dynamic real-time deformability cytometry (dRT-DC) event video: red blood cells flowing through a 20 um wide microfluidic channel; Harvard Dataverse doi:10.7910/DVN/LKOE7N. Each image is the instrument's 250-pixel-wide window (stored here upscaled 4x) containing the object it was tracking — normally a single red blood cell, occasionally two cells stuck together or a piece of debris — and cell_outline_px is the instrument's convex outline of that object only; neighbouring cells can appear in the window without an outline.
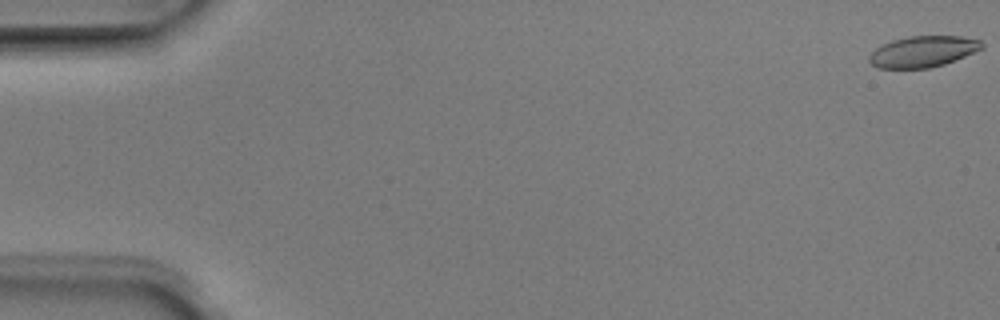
{"species": "Egyptian fruit bat (a non-hibernating species)", "species_latin": "Rousettus aegyptiacus", "temperature_condition": "room temperature", "stored_images_in_passage": 5, "camera_frame_rate_fps": 3000, "um_per_image_px": 0.085, "animal": {"sex": "male"}, "frame": {"image": 1, "passage_image": 1, "time_ms": 0.0, "image_size_px": [1000, 320], "cell_outline_px": [[984, 48], [944, 64], [928, 68], [876, 68], [868, 60], [868, 56], [876, 48], [892, 40], [908, 36], [960, 36], [980, 40], [984, 44]], "centroid_in_image_um": [78.44, 4.38], "position_along_channel_um": 6.6, "area_um2": 20.35}}
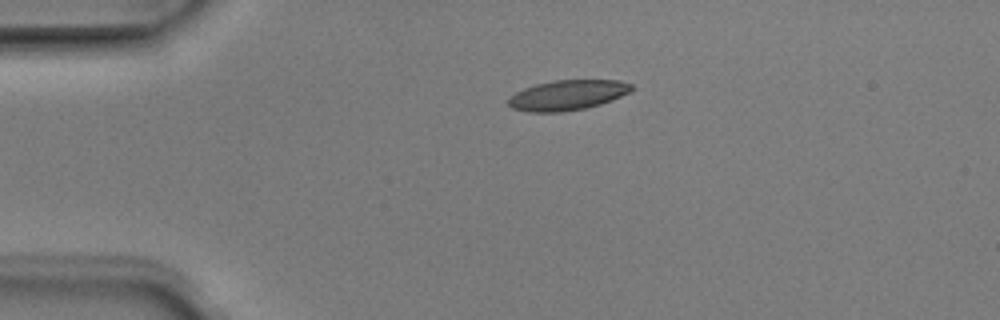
{"frame": {"image": 2, "passage_image": 4, "time_ms": 1.0, "image_size_px": [1000, 320], "cell_outline_px": [[636, 88], [632, 92], [612, 100], [600, 104], [584, 108], [564, 112], [528, 112], [512, 108], [508, 104], [508, 100], [516, 92], [524, 88], [536, 84], [556, 80], [620, 80], [632, 84]], "centroid_in_image_um": [48.29, 8.08], "position_along_channel_um": 36.7, "area_um2": 21.73}}